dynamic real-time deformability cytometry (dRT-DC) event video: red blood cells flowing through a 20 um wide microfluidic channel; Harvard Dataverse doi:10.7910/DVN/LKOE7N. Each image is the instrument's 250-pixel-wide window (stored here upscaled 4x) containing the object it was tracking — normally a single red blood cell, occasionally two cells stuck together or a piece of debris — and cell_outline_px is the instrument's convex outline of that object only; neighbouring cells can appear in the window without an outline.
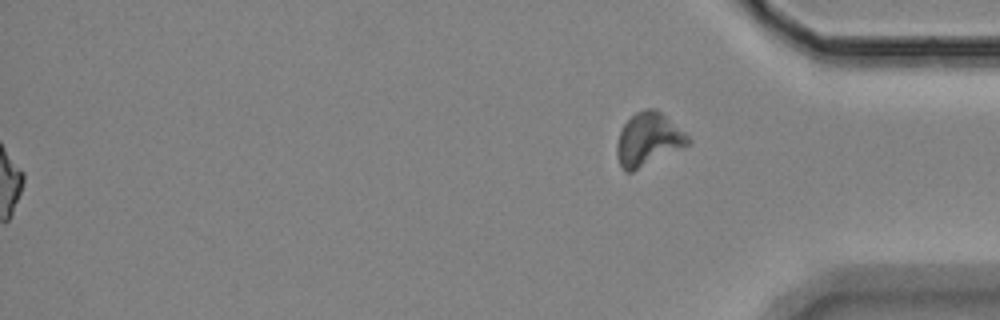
{"species": "Egyptian fruit bat (a non-hibernating species)", "species_latin": "Rousettus aegyptiacus", "temperature_condition": "room temperature", "stored_images_in_passage": 53, "segment_of_instrument_passage": [2, 2], "camera_frame_rate_fps": 3000, "um_per_image_px": 0.085, "animal": {"sex": "female"}, "frame": {"image": 1, "passage_image": 53, "time_ms": 17.333, "image_size_px": [1000, 320], "cell_outline_px": [[692, 140], [688, 144], [632, 172], [624, 172], [620, 164], [616, 152], [616, 144], [620, 132], [624, 124], [636, 112], [644, 108], [656, 108], [684, 132]], "centroid_in_image_um": [55.07, 11.84], "position_along_channel_um": 380.1, "area_um2": 21.62}}